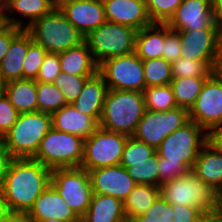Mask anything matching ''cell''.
Returning <instances> with one entry per match:
<instances>
[{"label":"cell","instance_id":"51","mask_svg":"<svg viewBox=\"0 0 222 222\" xmlns=\"http://www.w3.org/2000/svg\"><path fill=\"white\" fill-rule=\"evenodd\" d=\"M209 222H222V213L218 211L215 215H213Z\"/></svg>","mask_w":222,"mask_h":222},{"label":"cell","instance_id":"42","mask_svg":"<svg viewBox=\"0 0 222 222\" xmlns=\"http://www.w3.org/2000/svg\"><path fill=\"white\" fill-rule=\"evenodd\" d=\"M162 58L172 63L181 56V41L177 31L170 29L165 24V40Z\"/></svg>","mask_w":222,"mask_h":222},{"label":"cell","instance_id":"15","mask_svg":"<svg viewBox=\"0 0 222 222\" xmlns=\"http://www.w3.org/2000/svg\"><path fill=\"white\" fill-rule=\"evenodd\" d=\"M93 193L109 195L124 202L137 185L121 165L90 170Z\"/></svg>","mask_w":222,"mask_h":222},{"label":"cell","instance_id":"17","mask_svg":"<svg viewBox=\"0 0 222 222\" xmlns=\"http://www.w3.org/2000/svg\"><path fill=\"white\" fill-rule=\"evenodd\" d=\"M58 8L84 37L107 21L102 0H67Z\"/></svg>","mask_w":222,"mask_h":222},{"label":"cell","instance_id":"58","mask_svg":"<svg viewBox=\"0 0 222 222\" xmlns=\"http://www.w3.org/2000/svg\"><path fill=\"white\" fill-rule=\"evenodd\" d=\"M0 88H3V83L1 81V79H0Z\"/></svg>","mask_w":222,"mask_h":222},{"label":"cell","instance_id":"32","mask_svg":"<svg viewBox=\"0 0 222 222\" xmlns=\"http://www.w3.org/2000/svg\"><path fill=\"white\" fill-rule=\"evenodd\" d=\"M143 75L146 88L169 85L173 79L171 63L164 58L143 60Z\"/></svg>","mask_w":222,"mask_h":222},{"label":"cell","instance_id":"55","mask_svg":"<svg viewBox=\"0 0 222 222\" xmlns=\"http://www.w3.org/2000/svg\"><path fill=\"white\" fill-rule=\"evenodd\" d=\"M73 222H88L84 217H78Z\"/></svg>","mask_w":222,"mask_h":222},{"label":"cell","instance_id":"1","mask_svg":"<svg viewBox=\"0 0 222 222\" xmlns=\"http://www.w3.org/2000/svg\"><path fill=\"white\" fill-rule=\"evenodd\" d=\"M166 222H209L219 211L220 195L192 170L160 186Z\"/></svg>","mask_w":222,"mask_h":222},{"label":"cell","instance_id":"22","mask_svg":"<svg viewBox=\"0 0 222 222\" xmlns=\"http://www.w3.org/2000/svg\"><path fill=\"white\" fill-rule=\"evenodd\" d=\"M33 42L31 34L22 29L11 41L6 55L0 61V79L3 84L23 79L22 63L28 46Z\"/></svg>","mask_w":222,"mask_h":222},{"label":"cell","instance_id":"56","mask_svg":"<svg viewBox=\"0 0 222 222\" xmlns=\"http://www.w3.org/2000/svg\"><path fill=\"white\" fill-rule=\"evenodd\" d=\"M219 211L222 213V194L220 195V200H219Z\"/></svg>","mask_w":222,"mask_h":222},{"label":"cell","instance_id":"39","mask_svg":"<svg viewBox=\"0 0 222 222\" xmlns=\"http://www.w3.org/2000/svg\"><path fill=\"white\" fill-rule=\"evenodd\" d=\"M47 51L34 41L28 46L27 54L22 63L23 79L35 80Z\"/></svg>","mask_w":222,"mask_h":222},{"label":"cell","instance_id":"52","mask_svg":"<svg viewBox=\"0 0 222 222\" xmlns=\"http://www.w3.org/2000/svg\"><path fill=\"white\" fill-rule=\"evenodd\" d=\"M0 24H6L4 20V6L0 3Z\"/></svg>","mask_w":222,"mask_h":222},{"label":"cell","instance_id":"34","mask_svg":"<svg viewBox=\"0 0 222 222\" xmlns=\"http://www.w3.org/2000/svg\"><path fill=\"white\" fill-rule=\"evenodd\" d=\"M159 155L155 152L144 162L131 163L127 167L128 174L132 177L136 184H145L159 187Z\"/></svg>","mask_w":222,"mask_h":222},{"label":"cell","instance_id":"45","mask_svg":"<svg viewBox=\"0 0 222 222\" xmlns=\"http://www.w3.org/2000/svg\"><path fill=\"white\" fill-rule=\"evenodd\" d=\"M12 159L13 157L0 141V189L3 188L6 174Z\"/></svg>","mask_w":222,"mask_h":222},{"label":"cell","instance_id":"10","mask_svg":"<svg viewBox=\"0 0 222 222\" xmlns=\"http://www.w3.org/2000/svg\"><path fill=\"white\" fill-rule=\"evenodd\" d=\"M128 135L99 127L84 141L81 168L90 171L120 165Z\"/></svg>","mask_w":222,"mask_h":222},{"label":"cell","instance_id":"54","mask_svg":"<svg viewBox=\"0 0 222 222\" xmlns=\"http://www.w3.org/2000/svg\"><path fill=\"white\" fill-rule=\"evenodd\" d=\"M67 0H52L53 4L58 7L60 6L63 2H65Z\"/></svg>","mask_w":222,"mask_h":222},{"label":"cell","instance_id":"30","mask_svg":"<svg viewBox=\"0 0 222 222\" xmlns=\"http://www.w3.org/2000/svg\"><path fill=\"white\" fill-rule=\"evenodd\" d=\"M208 77L173 78L171 87L178 107L190 110Z\"/></svg>","mask_w":222,"mask_h":222},{"label":"cell","instance_id":"8","mask_svg":"<svg viewBox=\"0 0 222 222\" xmlns=\"http://www.w3.org/2000/svg\"><path fill=\"white\" fill-rule=\"evenodd\" d=\"M206 143L207 132L196 122L189 120L164 138L156 152L159 157L164 158V162L184 163L191 170Z\"/></svg>","mask_w":222,"mask_h":222},{"label":"cell","instance_id":"23","mask_svg":"<svg viewBox=\"0 0 222 222\" xmlns=\"http://www.w3.org/2000/svg\"><path fill=\"white\" fill-rule=\"evenodd\" d=\"M107 90L103 77L97 73L86 80L80 95L71 104L77 111L100 122Z\"/></svg>","mask_w":222,"mask_h":222},{"label":"cell","instance_id":"7","mask_svg":"<svg viewBox=\"0 0 222 222\" xmlns=\"http://www.w3.org/2000/svg\"><path fill=\"white\" fill-rule=\"evenodd\" d=\"M137 30L106 21L84 37L95 61L99 65L106 59L135 52Z\"/></svg>","mask_w":222,"mask_h":222},{"label":"cell","instance_id":"38","mask_svg":"<svg viewBox=\"0 0 222 222\" xmlns=\"http://www.w3.org/2000/svg\"><path fill=\"white\" fill-rule=\"evenodd\" d=\"M90 77L92 76H77L61 72L53 84L63 92L66 102L71 104L78 98L84 83Z\"/></svg>","mask_w":222,"mask_h":222},{"label":"cell","instance_id":"47","mask_svg":"<svg viewBox=\"0 0 222 222\" xmlns=\"http://www.w3.org/2000/svg\"><path fill=\"white\" fill-rule=\"evenodd\" d=\"M214 72L222 73V29L217 30L216 56L214 61Z\"/></svg>","mask_w":222,"mask_h":222},{"label":"cell","instance_id":"4","mask_svg":"<svg viewBox=\"0 0 222 222\" xmlns=\"http://www.w3.org/2000/svg\"><path fill=\"white\" fill-rule=\"evenodd\" d=\"M51 128V114L39 111L20 113L15 124L0 141L13 158H33Z\"/></svg>","mask_w":222,"mask_h":222},{"label":"cell","instance_id":"48","mask_svg":"<svg viewBox=\"0 0 222 222\" xmlns=\"http://www.w3.org/2000/svg\"><path fill=\"white\" fill-rule=\"evenodd\" d=\"M213 17L217 29H222V0H213Z\"/></svg>","mask_w":222,"mask_h":222},{"label":"cell","instance_id":"2","mask_svg":"<svg viewBox=\"0 0 222 222\" xmlns=\"http://www.w3.org/2000/svg\"><path fill=\"white\" fill-rule=\"evenodd\" d=\"M51 169L33 158H13L3 195L12 213H28L39 195L49 186Z\"/></svg>","mask_w":222,"mask_h":222},{"label":"cell","instance_id":"19","mask_svg":"<svg viewBox=\"0 0 222 222\" xmlns=\"http://www.w3.org/2000/svg\"><path fill=\"white\" fill-rule=\"evenodd\" d=\"M108 22L141 30L152 25L144 0H102Z\"/></svg>","mask_w":222,"mask_h":222},{"label":"cell","instance_id":"11","mask_svg":"<svg viewBox=\"0 0 222 222\" xmlns=\"http://www.w3.org/2000/svg\"><path fill=\"white\" fill-rule=\"evenodd\" d=\"M107 88L143 92L146 88L143 75V60L137 54L112 57L98 66Z\"/></svg>","mask_w":222,"mask_h":222},{"label":"cell","instance_id":"27","mask_svg":"<svg viewBox=\"0 0 222 222\" xmlns=\"http://www.w3.org/2000/svg\"><path fill=\"white\" fill-rule=\"evenodd\" d=\"M83 217L88 222H128L121 200L96 193H93L89 208Z\"/></svg>","mask_w":222,"mask_h":222},{"label":"cell","instance_id":"20","mask_svg":"<svg viewBox=\"0 0 222 222\" xmlns=\"http://www.w3.org/2000/svg\"><path fill=\"white\" fill-rule=\"evenodd\" d=\"M27 216L30 220L54 218L67 222H73L78 218L51 184L39 195Z\"/></svg>","mask_w":222,"mask_h":222},{"label":"cell","instance_id":"13","mask_svg":"<svg viewBox=\"0 0 222 222\" xmlns=\"http://www.w3.org/2000/svg\"><path fill=\"white\" fill-rule=\"evenodd\" d=\"M189 112V119L206 132L222 125V73L213 72Z\"/></svg>","mask_w":222,"mask_h":222},{"label":"cell","instance_id":"53","mask_svg":"<svg viewBox=\"0 0 222 222\" xmlns=\"http://www.w3.org/2000/svg\"><path fill=\"white\" fill-rule=\"evenodd\" d=\"M31 222H67V221H62L59 219H46V220H30Z\"/></svg>","mask_w":222,"mask_h":222},{"label":"cell","instance_id":"21","mask_svg":"<svg viewBox=\"0 0 222 222\" xmlns=\"http://www.w3.org/2000/svg\"><path fill=\"white\" fill-rule=\"evenodd\" d=\"M51 116L55 130L77 135L84 140L99 128V122L95 118L77 111L72 104L63 106Z\"/></svg>","mask_w":222,"mask_h":222},{"label":"cell","instance_id":"31","mask_svg":"<svg viewBox=\"0 0 222 222\" xmlns=\"http://www.w3.org/2000/svg\"><path fill=\"white\" fill-rule=\"evenodd\" d=\"M37 111L53 114L68 105L63 92L53 83L36 82Z\"/></svg>","mask_w":222,"mask_h":222},{"label":"cell","instance_id":"3","mask_svg":"<svg viewBox=\"0 0 222 222\" xmlns=\"http://www.w3.org/2000/svg\"><path fill=\"white\" fill-rule=\"evenodd\" d=\"M145 111L143 92L108 89L99 127L132 136Z\"/></svg>","mask_w":222,"mask_h":222},{"label":"cell","instance_id":"18","mask_svg":"<svg viewBox=\"0 0 222 222\" xmlns=\"http://www.w3.org/2000/svg\"><path fill=\"white\" fill-rule=\"evenodd\" d=\"M217 28L179 30L181 57L206 62L214 70Z\"/></svg>","mask_w":222,"mask_h":222},{"label":"cell","instance_id":"6","mask_svg":"<svg viewBox=\"0 0 222 222\" xmlns=\"http://www.w3.org/2000/svg\"><path fill=\"white\" fill-rule=\"evenodd\" d=\"M84 141L77 135L60 132L52 127L42 139L33 159L51 170L78 168L84 157Z\"/></svg>","mask_w":222,"mask_h":222},{"label":"cell","instance_id":"37","mask_svg":"<svg viewBox=\"0 0 222 222\" xmlns=\"http://www.w3.org/2000/svg\"><path fill=\"white\" fill-rule=\"evenodd\" d=\"M152 23L166 24L182 0H144Z\"/></svg>","mask_w":222,"mask_h":222},{"label":"cell","instance_id":"57","mask_svg":"<svg viewBox=\"0 0 222 222\" xmlns=\"http://www.w3.org/2000/svg\"><path fill=\"white\" fill-rule=\"evenodd\" d=\"M9 0H0V3L4 6Z\"/></svg>","mask_w":222,"mask_h":222},{"label":"cell","instance_id":"24","mask_svg":"<svg viewBox=\"0 0 222 222\" xmlns=\"http://www.w3.org/2000/svg\"><path fill=\"white\" fill-rule=\"evenodd\" d=\"M219 195L222 194V152L206 143L191 169Z\"/></svg>","mask_w":222,"mask_h":222},{"label":"cell","instance_id":"35","mask_svg":"<svg viewBox=\"0 0 222 222\" xmlns=\"http://www.w3.org/2000/svg\"><path fill=\"white\" fill-rule=\"evenodd\" d=\"M173 78L209 77L214 70L204 61L179 57L171 63Z\"/></svg>","mask_w":222,"mask_h":222},{"label":"cell","instance_id":"40","mask_svg":"<svg viewBox=\"0 0 222 222\" xmlns=\"http://www.w3.org/2000/svg\"><path fill=\"white\" fill-rule=\"evenodd\" d=\"M61 73L59 54L49 53L44 57L36 82L53 83L58 74Z\"/></svg>","mask_w":222,"mask_h":222},{"label":"cell","instance_id":"9","mask_svg":"<svg viewBox=\"0 0 222 222\" xmlns=\"http://www.w3.org/2000/svg\"><path fill=\"white\" fill-rule=\"evenodd\" d=\"M50 184L78 217L85 215L93 196L91 179L87 170L81 167L52 169Z\"/></svg>","mask_w":222,"mask_h":222},{"label":"cell","instance_id":"26","mask_svg":"<svg viewBox=\"0 0 222 222\" xmlns=\"http://www.w3.org/2000/svg\"><path fill=\"white\" fill-rule=\"evenodd\" d=\"M59 60L63 73L77 76H94L98 73L99 65L85 41L77 47L59 53Z\"/></svg>","mask_w":222,"mask_h":222},{"label":"cell","instance_id":"43","mask_svg":"<svg viewBox=\"0 0 222 222\" xmlns=\"http://www.w3.org/2000/svg\"><path fill=\"white\" fill-rule=\"evenodd\" d=\"M159 187L166 182L183 176L190 169L184 163L164 162V158L159 157Z\"/></svg>","mask_w":222,"mask_h":222},{"label":"cell","instance_id":"41","mask_svg":"<svg viewBox=\"0 0 222 222\" xmlns=\"http://www.w3.org/2000/svg\"><path fill=\"white\" fill-rule=\"evenodd\" d=\"M19 112L10 103L3 91L0 92V140L18 119Z\"/></svg>","mask_w":222,"mask_h":222},{"label":"cell","instance_id":"29","mask_svg":"<svg viewBox=\"0 0 222 222\" xmlns=\"http://www.w3.org/2000/svg\"><path fill=\"white\" fill-rule=\"evenodd\" d=\"M165 24L153 23L137 32L135 53L142 60L162 58Z\"/></svg>","mask_w":222,"mask_h":222},{"label":"cell","instance_id":"28","mask_svg":"<svg viewBox=\"0 0 222 222\" xmlns=\"http://www.w3.org/2000/svg\"><path fill=\"white\" fill-rule=\"evenodd\" d=\"M2 91L19 113L37 111L36 81L20 79L3 84Z\"/></svg>","mask_w":222,"mask_h":222},{"label":"cell","instance_id":"14","mask_svg":"<svg viewBox=\"0 0 222 222\" xmlns=\"http://www.w3.org/2000/svg\"><path fill=\"white\" fill-rule=\"evenodd\" d=\"M123 204L128 222H166L161 208L160 187L137 184Z\"/></svg>","mask_w":222,"mask_h":222},{"label":"cell","instance_id":"46","mask_svg":"<svg viewBox=\"0 0 222 222\" xmlns=\"http://www.w3.org/2000/svg\"><path fill=\"white\" fill-rule=\"evenodd\" d=\"M207 143L222 152V125L215 126L207 132Z\"/></svg>","mask_w":222,"mask_h":222},{"label":"cell","instance_id":"16","mask_svg":"<svg viewBox=\"0 0 222 222\" xmlns=\"http://www.w3.org/2000/svg\"><path fill=\"white\" fill-rule=\"evenodd\" d=\"M166 25L175 31L216 28L213 0H182Z\"/></svg>","mask_w":222,"mask_h":222},{"label":"cell","instance_id":"12","mask_svg":"<svg viewBox=\"0 0 222 222\" xmlns=\"http://www.w3.org/2000/svg\"><path fill=\"white\" fill-rule=\"evenodd\" d=\"M189 120L188 110L180 107L168 111L146 110L132 137L156 150L164 138Z\"/></svg>","mask_w":222,"mask_h":222},{"label":"cell","instance_id":"50","mask_svg":"<svg viewBox=\"0 0 222 222\" xmlns=\"http://www.w3.org/2000/svg\"><path fill=\"white\" fill-rule=\"evenodd\" d=\"M11 213L8 204L3 195L2 189H0V221L3 220Z\"/></svg>","mask_w":222,"mask_h":222},{"label":"cell","instance_id":"25","mask_svg":"<svg viewBox=\"0 0 222 222\" xmlns=\"http://www.w3.org/2000/svg\"><path fill=\"white\" fill-rule=\"evenodd\" d=\"M55 8L52 0H9L4 5V20L8 25L26 29L35 20L50 14ZM7 12L11 14L17 12V14L28 18L29 22L25 25L23 20H19L16 16L10 17Z\"/></svg>","mask_w":222,"mask_h":222},{"label":"cell","instance_id":"44","mask_svg":"<svg viewBox=\"0 0 222 222\" xmlns=\"http://www.w3.org/2000/svg\"><path fill=\"white\" fill-rule=\"evenodd\" d=\"M22 30V28L5 24L0 27V61L9 50L12 39Z\"/></svg>","mask_w":222,"mask_h":222},{"label":"cell","instance_id":"33","mask_svg":"<svg viewBox=\"0 0 222 222\" xmlns=\"http://www.w3.org/2000/svg\"><path fill=\"white\" fill-rule=\"evenodd\" d=\"M143 94L146 110L168 111L178 107L170 84L147 87Z\"/></svg>","mask_w":222,"mask_h":222},{"label":"cell","instance_id":"49","mask_svg":"<svg viewBox=\"0 0 222 222\" xmlns=\"http://www.w3.org/2000/svg\"><path fill=\"white\" fill-rule=\"evenodd\" d=\"M0 222H31L27 216V213H10Z\"/></svg>","mask_w":222,"mask_h":222},{"label":"cell","instance_id":"5","mask_svg":"<svg viewBox=\"0 0 222 222\" xmlns=\"http://www.w3.org/2000/svg\"><path fill=\"white\" fill-rule=\"evenodd\" d=\"M26 30L33 41L49 53H61L84 42V36L56 7L50 14L35 20Z\"/></svg>","mask_w":222,"mask_h":222},{"label":"cell","instance_id":"36","mask_svg":"<svg viewBox=\"0 0 222 222\" xmlns=\"http://www.w3.org/2000/svg\"><path fill=\"white\" fill-rule=\"evenodd\" d=\"M155 152L156 150L153 147L148 146L146 143L132 136H128L120 165L127 168L131 166V163L144 162Z\"/></svg>","mask_w":222,"mask_h":222}]
</instances>
